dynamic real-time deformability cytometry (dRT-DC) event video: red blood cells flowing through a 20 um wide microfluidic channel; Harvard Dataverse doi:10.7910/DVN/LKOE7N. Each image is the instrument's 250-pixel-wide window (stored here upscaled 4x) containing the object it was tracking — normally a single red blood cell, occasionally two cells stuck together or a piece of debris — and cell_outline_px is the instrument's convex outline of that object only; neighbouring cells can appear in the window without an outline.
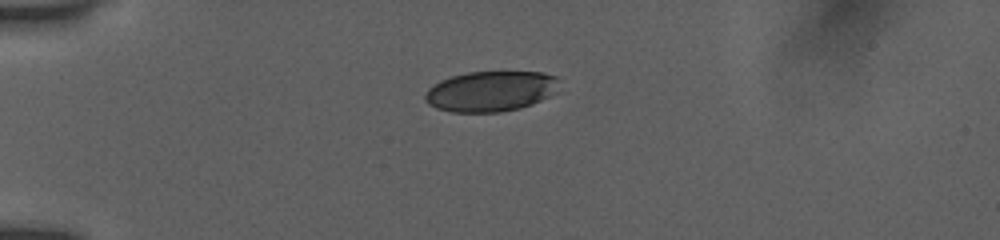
{"species": "human", "species_latin": "Homo sapiens", "temperature_condition": "room temperature", "stored_images_in_passage": 40, "camera_frame_rate_fps": 3000, "um_per_image_px": 0.085, "donor": {"sex": "female"}, "frame": {"image": 1, "passage_image": 1, "time_ms": 0.0, "image_size_px": [1000, 240], "cell_outline_px": [[556, 80], [548, 96], [532, 104], [520, 108], [500, 112], [452, 112], [436, 108], [428, 104], [424, 100], [424, 96], [428, 88], [440, 80], [452, 76], [468, 72], [544, 72], [556, 76]], "centroid_in_image_um": [41.6, 7.76], "position_along_channel_um": 43.4, "area_um2": 31.15}}
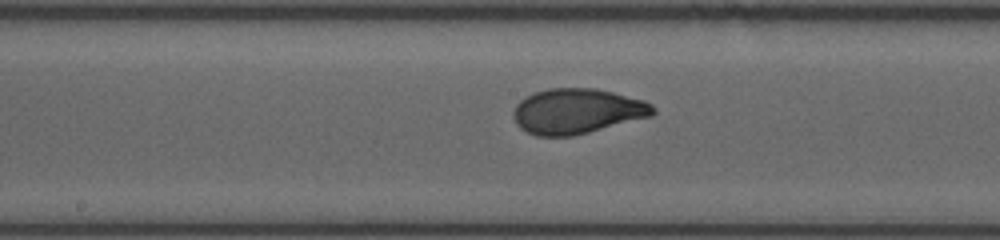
{"frame": {"image": 2, "passage_image": 16, "time_ms": 5.0, "image_size_px": [1000, 240], "cell_outline_px": [[656, 112], [652, 116], [572, 136], [536, 136], [520, 128], [516, 124], [512, 116], [512, 112], [516, 104], [524, 96], [532, 92], [548, 88], [596, 88], [644, 100], [652, 104], [656, 108]], "centroid_in_image_um": [49.02, 9.44], "position_along_channel_um": 199.2, "area_um2": 37.05}}
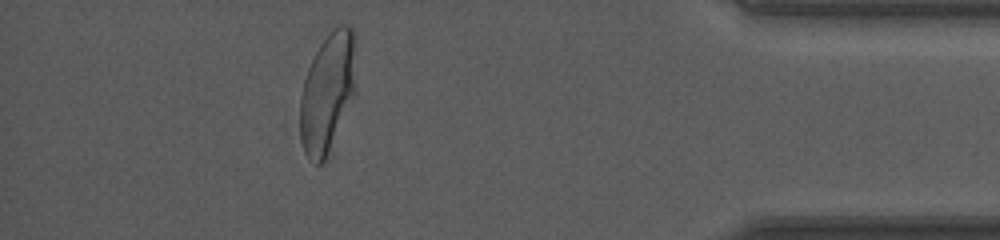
{"frame": {"image": 3, "passage_image": 35, "time_ms": 11.333, "image_size_px": [1000, 240], "cell_outline_px": [[356, 96], [324, 160], [320, 164], [316, 164], [304, 152], [300, 140], [300, 96], [304, 80], [308, 68], [320, 44], [340, 24], [348, 24], [352, 28], [356, 36]], "centroid_in_image_um": [27.88, 7.84], "position_along_channel_um": 407.3, "area_um2": 39.42}, "authors_computed_cell_mechanics": {"area_um2": 36.3851, "velocity_mm_per_s": 3.9053, "shape_relaxation_time_tau1_ms": 4.4933, "shape_relaxation_time_tau2_ms": null, "deformation_change_tau1": 0.1987, "deformation_change_tau2": null}}